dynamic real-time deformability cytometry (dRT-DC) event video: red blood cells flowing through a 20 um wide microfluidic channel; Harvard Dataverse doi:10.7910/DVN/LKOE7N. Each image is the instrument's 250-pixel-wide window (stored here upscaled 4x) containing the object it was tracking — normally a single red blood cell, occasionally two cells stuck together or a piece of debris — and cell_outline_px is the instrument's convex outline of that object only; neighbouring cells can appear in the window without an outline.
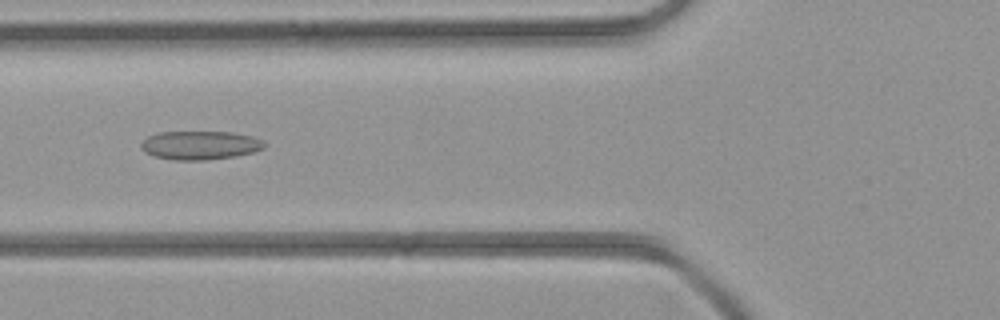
{"species": "common noctule bat (a hibernating species)", "species_latin": "Nyctalus noctula", "temperature_condition": "room temperature", "stored_images_in_passage": 3, "camera_frame_rate_fps": 3000, "um_per_image_px": 0.085, "animal": {"sex": "female", "body_mass_g": 21.9}, "frame": {"image": 1, "passage_image": 2, "time_ms": 1.0, "image_size_px": [1000, 320], "cell_outline_px": [[268, 144], [264, 148], [252, 152], [236, 156], [204, 160], [172, 160], [156, 156], [140, 148], [140, 144], [148, 136], [160, 132], [232, 132], [252, 136], [264, 140]], "centroid_in_image_um": [17.06, 12.34], "position_along_channel_um": 108.7, "area_um2": 20.58}}
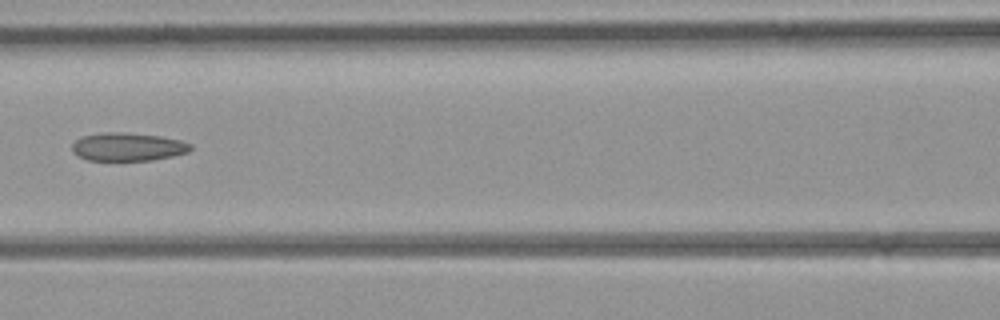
{"frame": {"image": 2, "passage_image": 3, "time_ms": 2.0, "image_size_px": [1000, 320], "cell_outline_px": [[192, 148], [188, 152], [172, 156], [152, 160], [88, 160], [72, 152], [72, 144], [76, 140], [84, 136], [104, 132], [124, 132], [160, 136], [180, 140], [192, 144]], "centroid_in_image_um": [10.88, 12.47], "position_along_channel_um": 155.7, "area_um2": 19.36}}